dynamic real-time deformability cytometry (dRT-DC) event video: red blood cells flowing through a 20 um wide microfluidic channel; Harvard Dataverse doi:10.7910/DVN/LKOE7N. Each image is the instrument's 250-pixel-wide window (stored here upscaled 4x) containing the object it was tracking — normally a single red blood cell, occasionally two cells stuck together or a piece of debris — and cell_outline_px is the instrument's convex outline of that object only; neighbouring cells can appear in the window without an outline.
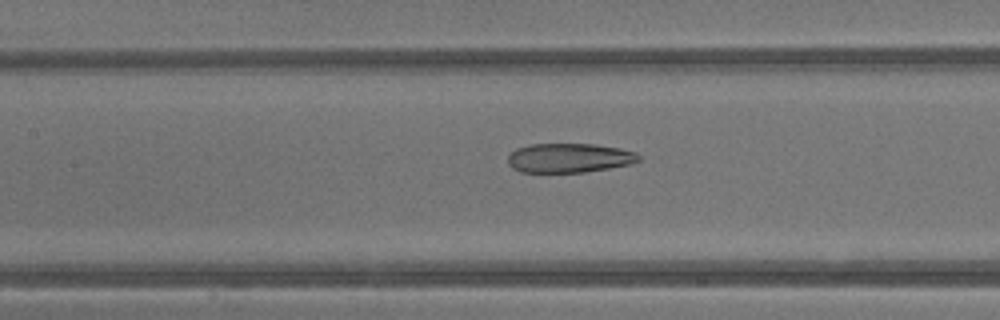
{"species": "common noctule bat (a hibernating species)", "species_latin": "Nyctalus noctula", "temperature_condition": "warm", "stored_images_in_passage": 42, "camera_frame_rate_fps": 3000, "um_per_image_px": 0.085, "animal": {"sex": "male", "body_mass_g": 13.3}, "frame": {"image": 1, "passage_image": 19, "time_ms": 6.0, "image_size_px": [1000, 320], "cell_outline_px": [[640, 160], [632, 164], [584, 172], [520, 172], [512, 168], [508, 164], [508, 156], [516, 148], [532, 144], [596, 144], [620, 148], [636, 152], [640, 156]], "centroid_in_image_um": [48.39, 13.42], "position_along_channel_um": 159.0, "area_um2": 22.43}}
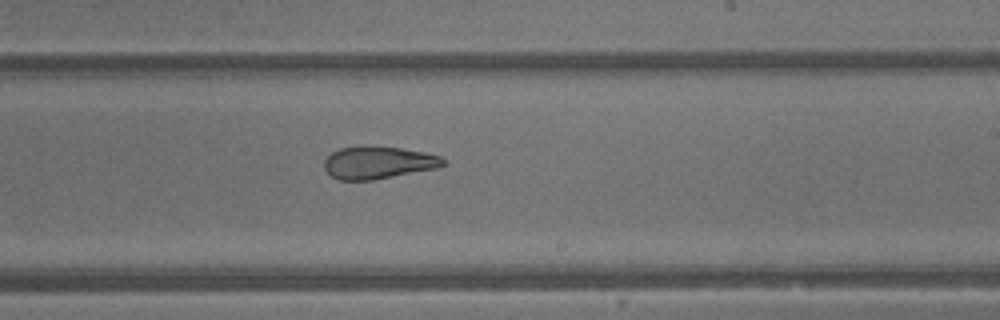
{"frame": {"image": 2, "passage_image": 25, "time_ms": 8.0, "image_size_px": [1000, 320], "cell_outline_px": [[448, 164], [436, 168], [372, 180], [340, 180], [332, 176], [324, 168], [324, 160], [332, 152], [340, 148], [364, 144], [400, 148], [424, 152], [440, 156]], "centroid_in_image_um": [32.13, 13.8], "position_along_channel_um": 256.9, "area_um2": 22.66}}
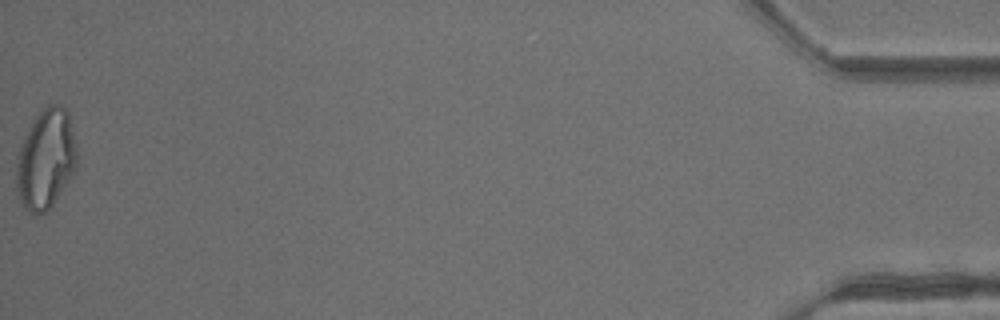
{"frame": {"image": 3, "passage_image": 42, "time_ms": 13.667, "image_size_px": [1000, 320], "cell_outline_px": [[76, 168], [48, 212], [36, 216], [24, 208], [20, 204], [16, 192], [16, 164], [20, 144], [24, 136], [36, 116], [48, 104], [60, 104], [68, 112], [76, 144]], "centroid_in_image_um": [3.87, 13.57], "position_along_channel_um": 431.3, "area_um2": 35.43}, "authors_computed_cell_mechanics": {"area_um2": 27.9463, "velocity_mm_per_s": 4.9025, "shape_relaxation_time_tau1_ms": null, "shape_relaxation_time_tau2_ms": 2.3004, "deformation_change_tau1": null, "deformation_change_tau2": 0.1085}}